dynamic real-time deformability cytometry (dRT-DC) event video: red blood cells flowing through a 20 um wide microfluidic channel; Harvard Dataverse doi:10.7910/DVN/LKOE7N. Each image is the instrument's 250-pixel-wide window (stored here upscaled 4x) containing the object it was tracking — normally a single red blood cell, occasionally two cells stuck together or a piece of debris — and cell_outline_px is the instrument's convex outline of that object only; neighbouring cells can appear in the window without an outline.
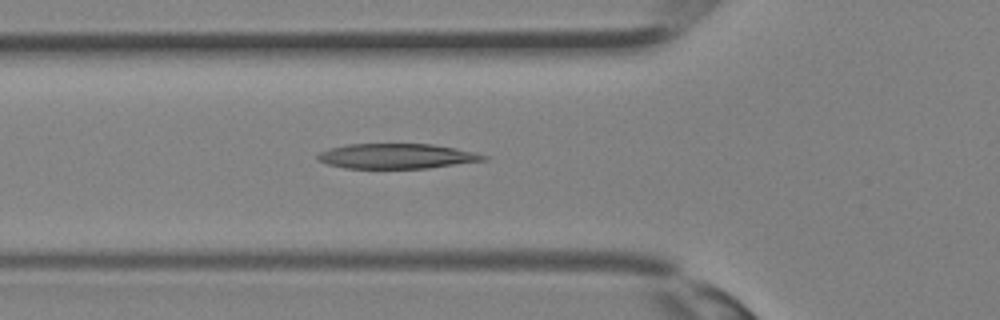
{"species": "Egyptian fruit bat (a non-hibernating species)", "species_latin": "Rousettus aegyptiacus", "temperature_condition": "room temperature", "stored_images_in_passage": 32, "camera_frame_rate_fps": 3000, "um_per_image_px": 0.085, "animal": {"sex": "female"}, "frame": {"image": 1, "passage_image": 10, "time_ms": 3.0, "image_size_px": [1000, 320], "cell_outline_px": [[472, 160], [416, 168], [356, 168], [336, 164], [328, 160], [340, 148], [364, 144], [420, 144], [448, 148], [472, 156]], "centroid_in_image_um": [33.69, 13.27], "position_along_channel_um": 92.1, "area_um2": 19.71}}
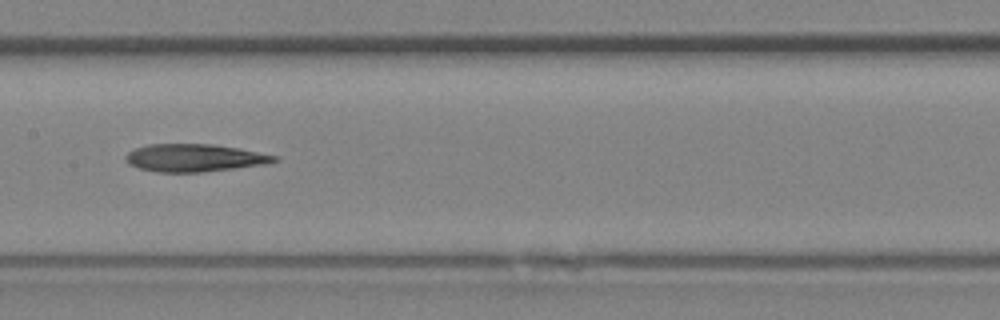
{"frame": {"image": 2, "passage_image": 15, "time_ms": 4.667, "image_size_px": [1000, 320], "cell_outline_px": [[272, 160], [248, 164], [216, 168], [176, 172], [148, 168], [136, 164], [128, 160], [128, 156], [144, 148], [168, 144], [196, 144], [228, 148], [272, 156]], "centroid_in_image_um": [16.42, 13.39], "position_along_channel_um": 191.0, "area_um2": 19.65}}
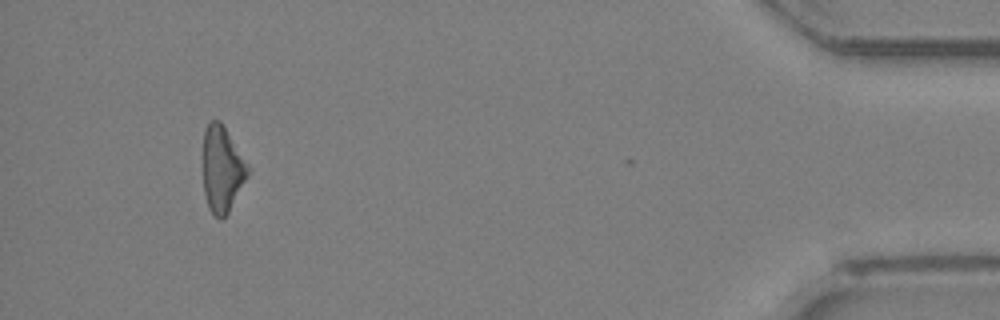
{"frame": {"image": 3, "passage_image": 30, "time_ms": 9.667, "image_size_px": [1000, 320], "cell_outline_px": [[244, 176], [224, 216], [220, 216], [212, 208], [208, 200], [204, 184], [204, 136], [208, 128], [220, 124], [224, 128], [244, 172]], "centroid_in_image_um": [18.76, 14.41], "position_along_channel_um": 416.4, "area_um2": 18.21}}